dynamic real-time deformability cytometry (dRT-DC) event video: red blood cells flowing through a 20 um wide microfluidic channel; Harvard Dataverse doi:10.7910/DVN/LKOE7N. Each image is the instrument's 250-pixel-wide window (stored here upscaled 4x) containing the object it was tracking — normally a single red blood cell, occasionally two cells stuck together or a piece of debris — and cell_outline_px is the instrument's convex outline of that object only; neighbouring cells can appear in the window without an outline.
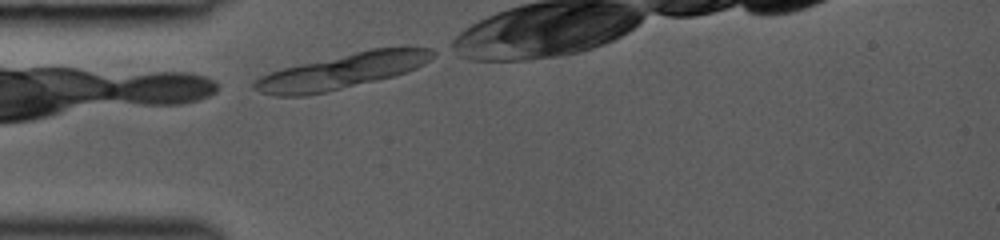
{"species": "common noctule bat (a hibernating species)", "species_latin": "Nyctalus noctula", "temperature_condition": "room temperature", "stored_images_in_passage": 27, "camera_frame_rate_fps": 3000, "um_per_image_px": 0.085, "animal": {"sex": "female", "body_mass_g": 19.0, "forearm_length_mm": 53.3}, "frame": {"image": 1, "passage_image": 1, "time_ms": 0.0, "image_size_px": [1000, 240], "cell_outline_px": [[436, 56], [424, 64], [408, 72], [376, 80], [308, 96], [276, 96], [260, 92], [252, 88], [252, 80], [260, 76], [284, 68], [372, 48], [432, 48], [436, 52]], "centroid_in_image_um": [29.07, 6.06], "position_along_channel_um": 55.9, "area_um2": 36.01}}
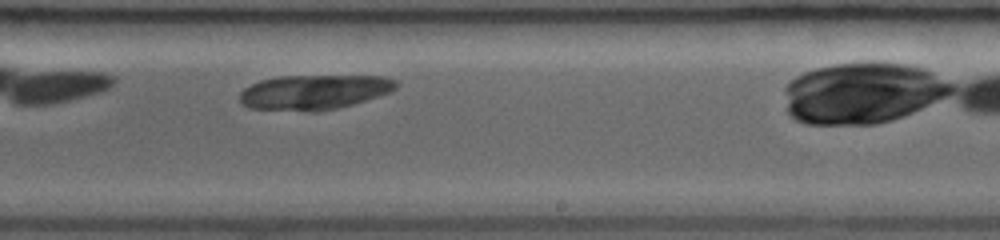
{"frame": {"image": 2, "passage_image": 16, "time_ms": 5.0, "image_size_px": [1000, 240], "cell_outline_px": [[396, 88], [388, 92], [352, 104], [336, 108], [316, 112], [312, 112], [248, 108], [240, 100], [240, 92], [244, 88], [260, 80], [280, 76], [384, 76], [396, 80]], "centroid_in_image_um": [26.65, 7.83], "position_along_channel_um": 262.3, "area_um2": 31.5}}
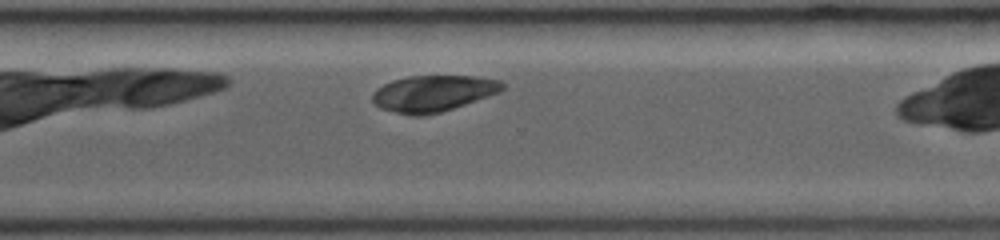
{"frame": {"image": 3, "passage_image": 21, "time_ms": 6.667, "image_size_px": [1000, 240], "cell_outline_px": [[504, 88], [500, 92], [440, 112], [424, 116], [412, 116], [380, 108], [372, 100], [372, 92], [376, 88], [392, 80], [408, 76], [472, 76], [500, 80], [504, 84]], "centroid_in_image_um": [36.78, 7.94], "position_along_channel_um": 333.8, "area_um2": 27.34}}